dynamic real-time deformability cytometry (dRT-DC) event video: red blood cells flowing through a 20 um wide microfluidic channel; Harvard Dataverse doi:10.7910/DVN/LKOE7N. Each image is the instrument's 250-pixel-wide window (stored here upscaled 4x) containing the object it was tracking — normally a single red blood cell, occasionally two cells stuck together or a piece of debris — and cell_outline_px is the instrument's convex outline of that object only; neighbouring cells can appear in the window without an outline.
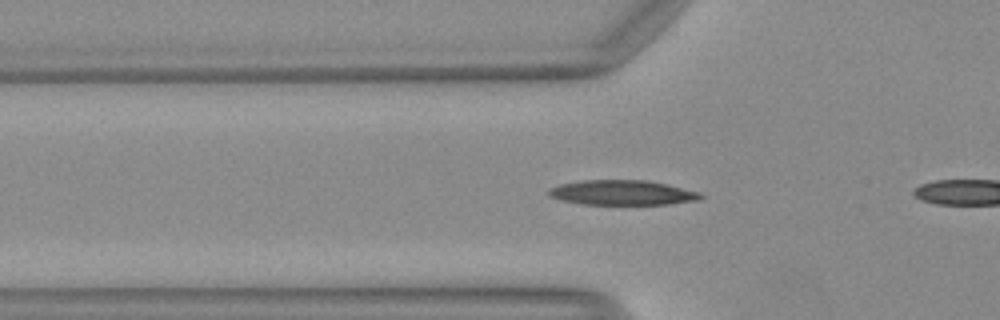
{"species": "Egyptian fruit bat (a non-hibernating species)", "species_latin": "Rousettus aegyptiacus", "temperature_condition": "warm", "stored_images_in_passage": 37, "camera_frame_rate_fps": 3000, "um_per_image_px": 0.085, "animal": {"sex": "female"}, "frame": {"image": 1, "passage_image": 13, "time_ms": 4.0, "image_size_px": [1000, 320], "cell_outline_px": [[704, 196], [700, 200], [668, 204], [580, 204], [560, 200], [548, 196], [548, 188], [560, 184], [580, 180], [644, 180], [664, 184], [700, 192]], "centroid_in_image_um": [52.84, 16.38], "position_along_channel_um": 73.0, "area_um2": 22.02}}
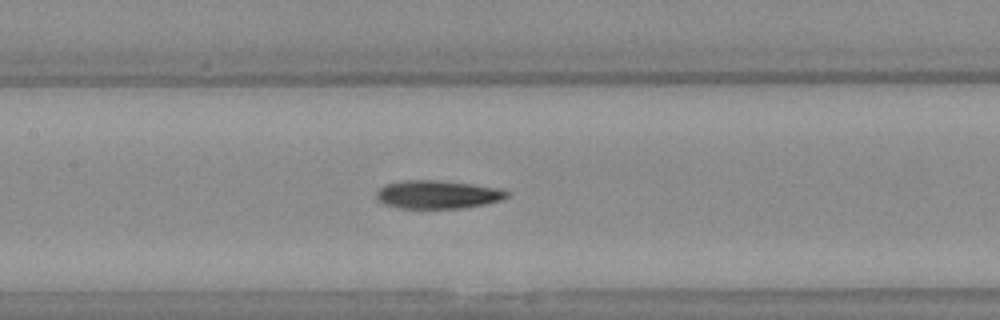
{"frame": {"image": 2, "passage_image": 20, "time_ms": 6.333, "image_size_px": [1000, 320], "cell_outline_px": [[508, 196], [500, 200], [484, 204], [464, 208], [400, 208], [384, 204], [376, 196], [376, 192], [380, 188], [388, 184], [408, 180], [432, 180], [468, 184], [496, 188], [508, 192]], "centroid_in_image_um": [37.17, 16.55], "position_along_channel_um": 170.2, "area_um2": 20.92}}
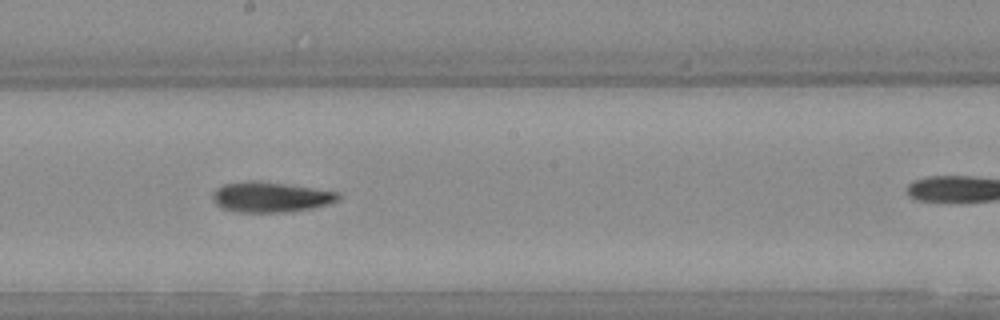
{"frame": {"image": 3, "passage_image": 24, "time_ms": 7.667, "image_size_px": [1000, 320], "cell_outline_px": [[340, 196], [336, 200], [328, 204], [312, 208], [284, 212], [240, 212], [220, 208], [212, 200], [212, 192], [216, 188], [224, 184], [280, 184], [312, 188], [340, 192]], "centroid_in_image_um": [23.0, 16.8], "position_along_channel_um": 225.2, "area_um2": 21.1}}